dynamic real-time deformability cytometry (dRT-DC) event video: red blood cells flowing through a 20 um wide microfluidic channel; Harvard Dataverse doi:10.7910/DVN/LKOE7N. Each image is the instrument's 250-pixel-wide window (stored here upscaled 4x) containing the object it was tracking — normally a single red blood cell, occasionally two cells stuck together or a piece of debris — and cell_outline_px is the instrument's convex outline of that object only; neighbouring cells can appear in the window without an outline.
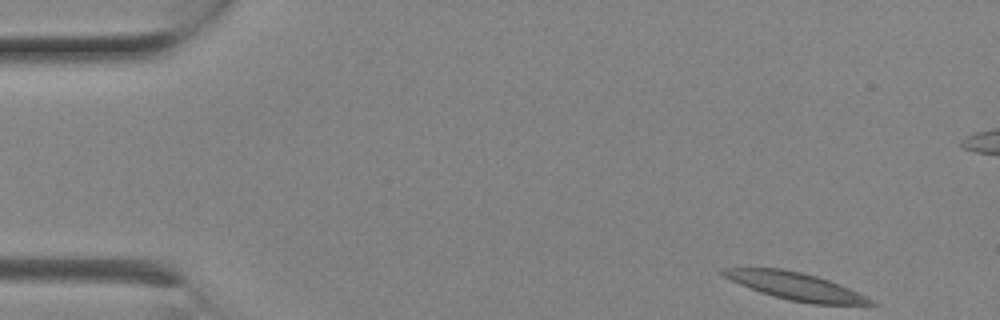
{"species": "Egyptian fruit bat (a non-hibernating species)", "species_latin": "Rousettus aegyptiacus", "temperature_condition": "room temperature", "stored_images_in_passage": 6, "camera_frame_rate_fps": 3000, "um_per_image_px": 0.085, "animal": {"sex": "female"}, "frame": {"image": 1, "passage_image": 1, "time_ms": 0.0, "image_size_px": [1000, 320], "cell_outline_px": [[876, 304], [812, 304], [788, 300], [760, 292], [740, 284], [724, 276], [720, 272], [720, 268], [780, 268], [800, 272], [816, 276], [840, 284], [872, 300]], "centroid_in_image_um": [67.57, 24.32], "position_along_channel_um": 17.4, "area_um2": 23.06}}